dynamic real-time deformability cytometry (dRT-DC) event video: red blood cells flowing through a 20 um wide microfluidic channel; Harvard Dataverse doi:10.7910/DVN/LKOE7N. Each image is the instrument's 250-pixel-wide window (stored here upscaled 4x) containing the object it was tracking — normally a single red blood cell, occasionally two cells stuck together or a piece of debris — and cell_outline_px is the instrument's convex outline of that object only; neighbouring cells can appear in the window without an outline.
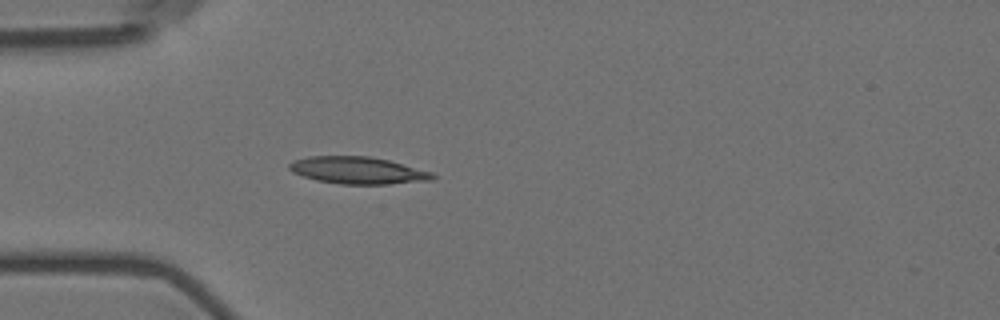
{"species": "Egyptian fruit bat (a non-hibernating species)", "species_latin": "Rousettus aegyptiacus", "temperature_condition": "room temperature", "stored_images_in_passage": 1, "camera_frame_rate_fps": 3000, "um_per_image_px": 0.085, "animal": {"sex": "female"}, "frame": {"image": 1, "passage_image": 1, "time_ms": 0.0, "image_size_px": [1000, 320], "cell_outline_px": [[436, 176], [432, 180], [388, 184], [340, 184], [316, 180], [292, 172], [288, 168], [288, 164], [296, 160], [308, 156], [368, 156], [388, 160], [432, 172]], "centroid_in_image_um": [30.4, 14.48], "position_along_channel_um": 54.6, "area_um2": 22.48}}